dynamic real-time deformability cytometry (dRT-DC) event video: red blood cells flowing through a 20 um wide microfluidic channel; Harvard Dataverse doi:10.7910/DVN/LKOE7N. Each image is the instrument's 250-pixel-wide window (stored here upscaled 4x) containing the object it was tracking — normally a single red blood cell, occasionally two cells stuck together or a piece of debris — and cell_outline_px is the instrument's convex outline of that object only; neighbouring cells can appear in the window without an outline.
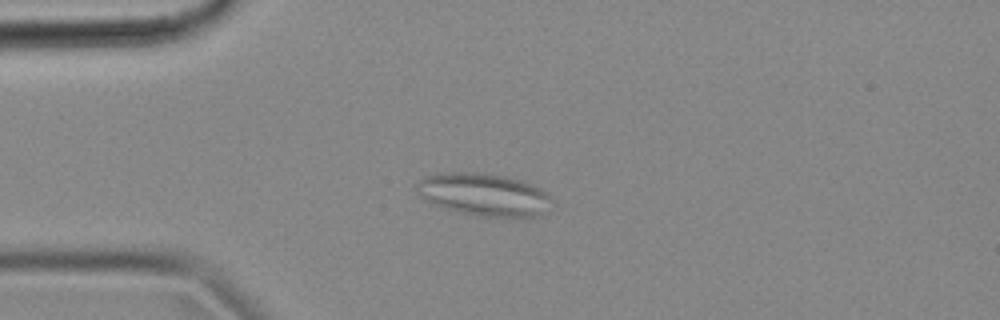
{"species": "common noctule bat (a hibernating species)", "species_latin": "Nyctalus noctula", "temperature_condition": "cold", "stored_images_in_passage": 51, "segment_of_instrument_passage": [1, 2], "camera_frame_rate_fps": 3000, "um_per_image_px": 0.085, "animal": {"sex": "female", "body_mass_g": 18.4}, "frame": {"image": 1, "passage_image": 9, "time_ms": 2.667, "image_size_px": [1000, 320], "cell_outline_px": [[556, 200], [540, 216], [528, 220], [512, 220], [480, 216], [460, 212], [444, 208], [424, 200], [416, 192], [416, 184], [424, 176], [440, 172], [472, 172], [504, 176], [520, 180], [540, 188], [548, 192]], "centroid_in_image_um": [41.21, 16.59], "position_along_channel_um": 43.8, "area_um2": 34.8}}